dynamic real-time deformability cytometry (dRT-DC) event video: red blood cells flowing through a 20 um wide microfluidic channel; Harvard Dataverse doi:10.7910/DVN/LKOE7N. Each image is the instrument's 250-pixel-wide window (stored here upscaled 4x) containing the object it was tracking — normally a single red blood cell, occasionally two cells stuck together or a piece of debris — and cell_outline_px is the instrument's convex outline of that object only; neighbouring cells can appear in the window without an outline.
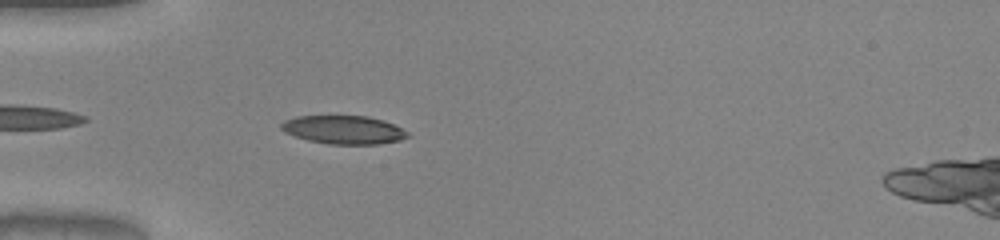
{"species": "common noctule bat (a hibernating species)", "species_latin": "Nyctalus noctula", "temperature_condition": "warm", "stored_images_in_passage": 22, "camera_frame_rate_fps": 3000, "um_per_image_px": 0.085, "animal": {"sex": "male", "body_mass_g": 20.0, "forearm_length_mm": 53.3}, "frame": {"image": 1, "passage_image": 3, "time_ms": 0.667, "image_size_px": [1000, 240], "cell_outline_px": [[408, 136], [400, 140], [380, 144], [328, 144], [308, 140], [284, 132], [280, 128], [280, 124], [284, 120], [296, 116], [368, 116], [384, 120], [408, 132]], "centroid_in_image_um": [29.18, 11.03], "position_along_channel_um": 55.8, "area_um2": 20.87}}
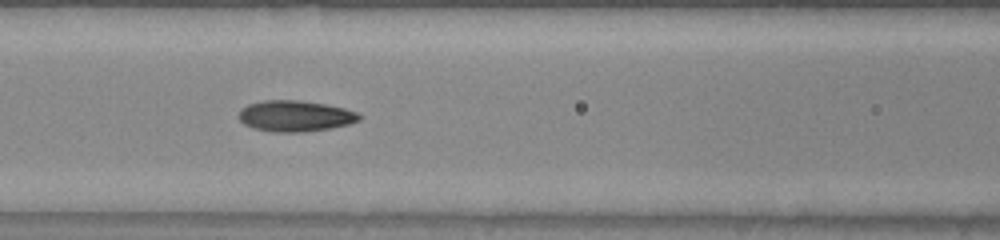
{"frame": {"image": 2, "passage_image": 10, "time_ms": 3.0, "image_size_px": [1000, 240], "cell_outline_px": [[360, 120], [348, 124], [332, 128], [304, 132], [272, 132], [252, 128], [244, 124], [240, 120], [240, 108], [248, 104], [264, 100], [300, 100], [324, 104], [344, 108], [356, 112], [360, 116]], "centroid_in_image_um": [25.07, 9.86], "position_along_channel_um": 141.5, "area_um2": 21.79}}
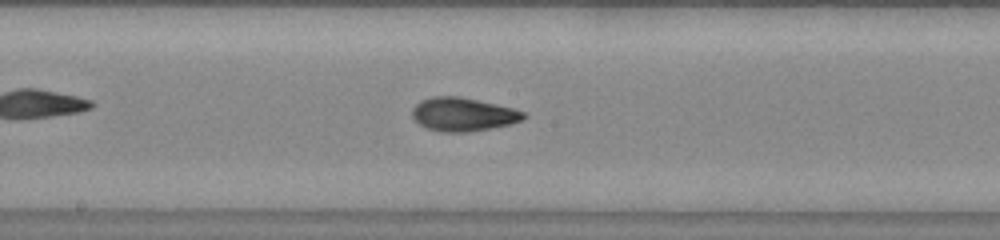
{"frame": {"image": 3, "passage_image": 15, "time_ms": 4.667, "image_size_px": [1000, 240], "cell_outline_px": [[528, 116], [524, 120], [492, 128], [468, 132], [440, 132], [428, 128], [420, 124], [412, 116], [412, 108], [420, 100], [432, 96], [456, 96], [496, 104], [512, 108], [524, 112]], "centroid_in_image_um": [39.36, 9.72], "position_along_channel_um": 208.8, "area_um2": 21.68}}